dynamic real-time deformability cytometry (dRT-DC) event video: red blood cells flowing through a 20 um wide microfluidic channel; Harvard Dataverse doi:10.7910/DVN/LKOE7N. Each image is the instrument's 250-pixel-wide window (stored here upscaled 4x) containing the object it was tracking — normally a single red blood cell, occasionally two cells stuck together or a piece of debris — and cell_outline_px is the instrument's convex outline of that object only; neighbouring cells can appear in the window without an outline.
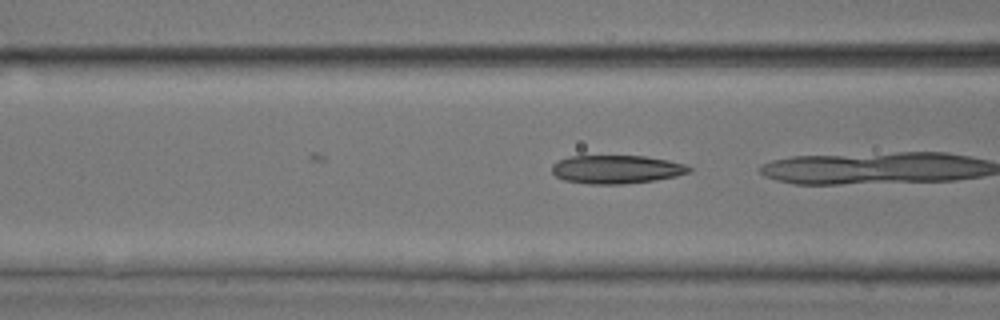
{"species": "common noctule bat (a hibernating species)", "species_latin": "Nyctalus noctula", "temperature_condition": "room temperature", "stored_images_in_passage": 22, "camera_frame_rate_fps": 3000, "um_per_image_px": 0.085, "animal": {"sex": "male", "body_mass_g": 17.9, "forearm_length_mm": 54.2}, "frame": {"image": 1, "passage_image": 19, "time_ms": 6.0, "image_size_px": [1000, 320], "cell_outline_px": [[692, 168], [688, 172], [676, 176], [652, 180], [624, 184], [588, 184], [564, 180], [556, 176], [552, 172], [552, 164], [568, 156], [644, 156], [668, 160], [688, 164]], "centroid_in_image_um": [52.39, 14.39], "position_along_channel_um": 114.2, "area_um2": 22.66}}